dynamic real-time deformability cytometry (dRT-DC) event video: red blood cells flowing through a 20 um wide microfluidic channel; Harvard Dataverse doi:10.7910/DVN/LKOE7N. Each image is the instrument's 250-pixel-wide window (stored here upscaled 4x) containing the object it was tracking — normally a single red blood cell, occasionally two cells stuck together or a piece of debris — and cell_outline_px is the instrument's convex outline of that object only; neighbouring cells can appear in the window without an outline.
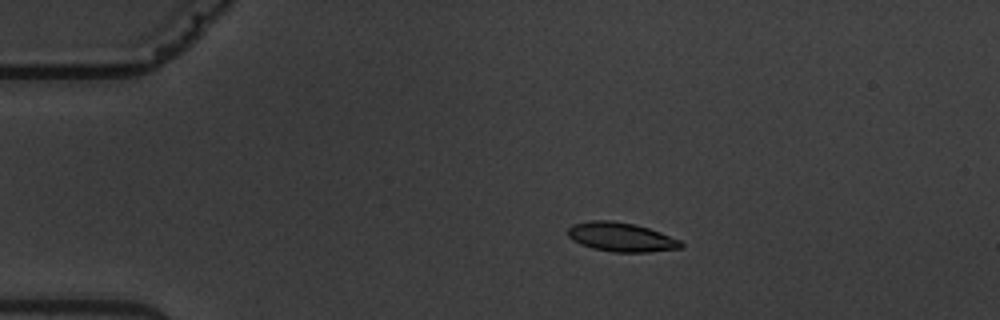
{"species": "common noctule bat (a hibernating species)", "species_latin": "Nyctalus noctula", "temperature_condition": "warm", "stored_images_in_passage": 6, "camera_frame_rate_fps": 3000, "um_per_image_px": 0.085, "animal": {"sex": "male", "body_mass_g": 19.5, "forearm_length_mm": 54.6}, "frame": {"image": 1, "passage_image": 3, "time_ms": 2.333, "image_size_px": [1000, 320], "cell_outline_px": [[684, 244], [680, 248], [648, 252], [612, 252], [592, 248], [580, 244], [572, 240], [568, 236], [568, 228], [576, 224], [592, 220], [608, 220], [636, 224], [660, 232], [680, 240]], "centroid_in_image_um": [52.8, 20.16], "position_along_channel_um": 32.2, "area_um2": 19.07}}
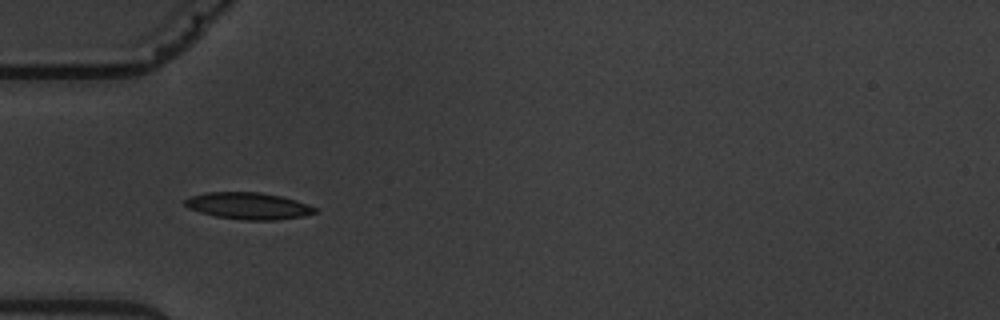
{"frame": {"image": 2, "passage_image": 5, "time_ms": 4.667, "image_size_px": [1000, 320], "cell_outline_px": [[316, 212], [300, 216], [276, 220], [244, 220], [216, 216], [200, 212], [188, 208], [184, 204], [184, 200], [192, 196], [204, 192], [260, 192], [280, 196], [296, 200], [308, 204], [316, 208]], "centroid_in_image_um": [21.08, 17.49], "position_along_channel_um": 63.9, "area_um2": 20.11}}
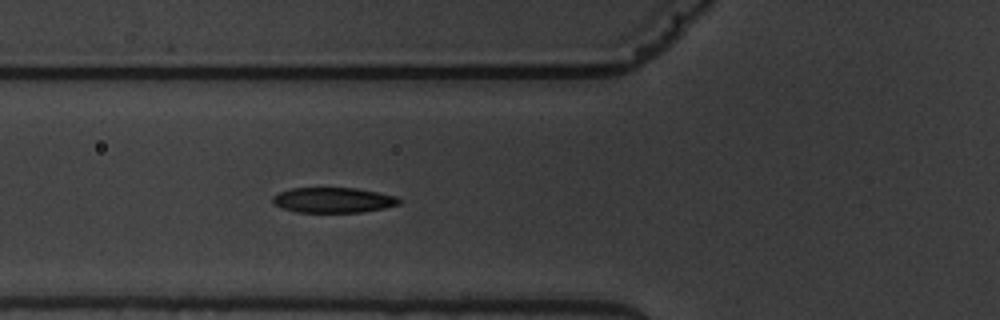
{"frame": {"image": 3, "passage_image": 6, "time_ms": 5.667, "image_size_px": [1000, 320], "cell_outline_px": [[400, 204], [384, 208], [360, 212], [296, 212], [272, 204], [272, 196], [280, 192], [292, 188], [356, 188], [396, 196], [400, 200]], "centroid_in_image_um": [28.3, 17.01], "position_along_channel_um": 97.5, "area_um2": 18.5}}